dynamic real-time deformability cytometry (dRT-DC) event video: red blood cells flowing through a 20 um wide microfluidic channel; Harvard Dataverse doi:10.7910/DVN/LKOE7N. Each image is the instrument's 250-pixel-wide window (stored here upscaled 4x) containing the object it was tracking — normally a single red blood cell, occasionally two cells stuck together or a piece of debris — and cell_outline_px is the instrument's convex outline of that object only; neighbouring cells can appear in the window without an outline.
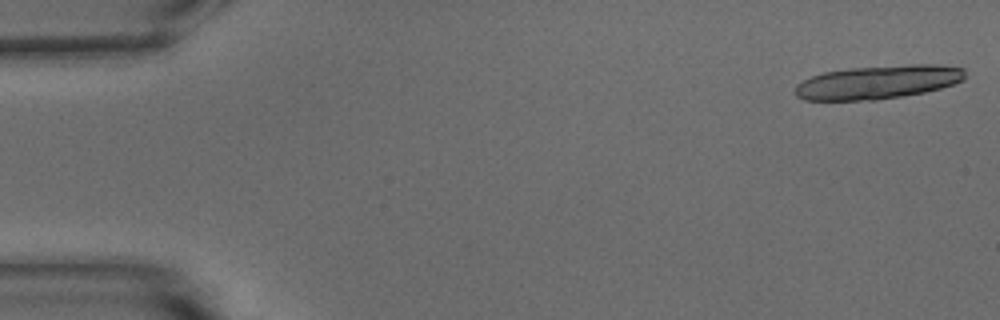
{"species": "common noctule bat (a hibernating species)", "species_latin": "Nyctalus noctula", "temperature_condition": "warm", "stored_images_in_passage": 18, "camera_frame_rate_fps": 3000, "um_per_image_px": 0.085, "animal": {"sex": "male", "body_mass_g": 15.6}, "frame": {"image": 1, "passage_image": 1, "time_ms": 0.0, "image_size_px": [1000, 320], "cell_outline_px": [[964, 80], [940, 88], [924, 92], [876, 100], [804, 100], [796, 96], [792, 92], [796, 84], [812, 76], [824, 72], [848, 68], [912, 64], [936, 64], [964, 68]], "centroid_in_image_um": [74.58, 6.98], "position_along_channel_um": 10.4, "area_um2": 33.35}}